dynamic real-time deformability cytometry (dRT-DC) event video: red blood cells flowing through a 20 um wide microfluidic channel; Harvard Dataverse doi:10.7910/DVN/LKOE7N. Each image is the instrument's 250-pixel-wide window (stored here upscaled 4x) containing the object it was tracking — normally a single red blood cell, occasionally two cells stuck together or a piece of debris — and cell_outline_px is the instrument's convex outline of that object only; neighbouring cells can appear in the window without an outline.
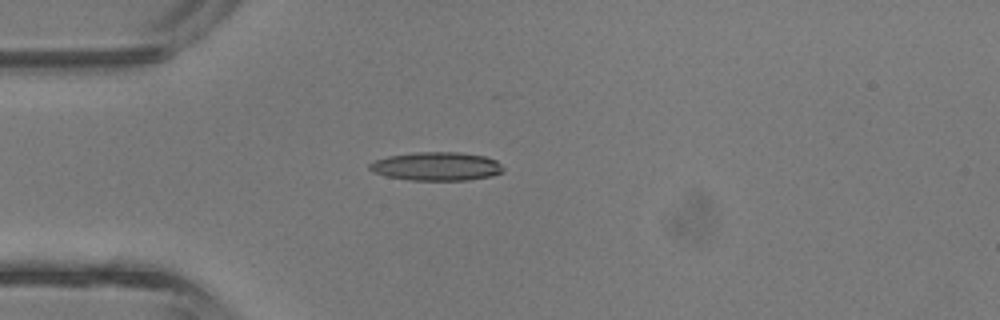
{"species": "common noctule bat (a hibernating species)", "species_latin": "Nyctalus noctula", "temperature_condition": "room temperature", "stored_images_in_passage": 32, "camera_frame_rate_fps": 3000, "um_per_image_px": 0.085, "animal": {"sex": "male", "body_mass_g": 13.3}, "frame": {"image": 1, "passage_image": 1, "time_ms": 0.0, "image_size_px": [1000, 320], "cell_outline_px": [[504, 172], [492, 176], [468, 180], [412, 180], [388, 176], [372, 172], [368, 168], [368, 164], [376, 160], [388, 156], [416, 152], [460, 152], [484, 156], [496, 160], [504, 168]], "centroid_in_image_um": [37.13, 14.14], "position_along_channel_um": 47.9, "area_um2": 22.25}}
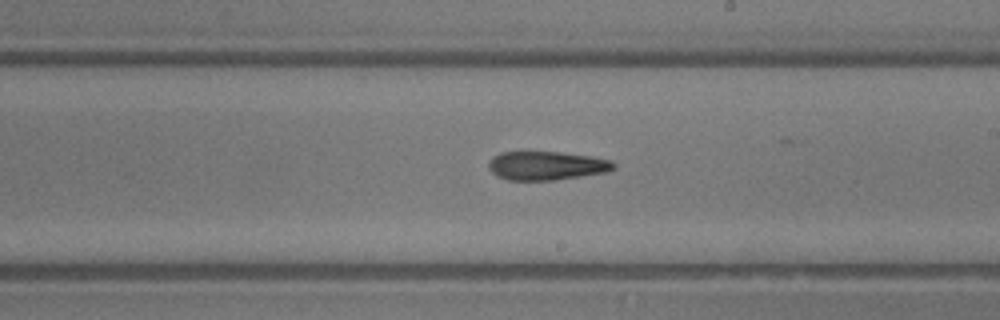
{"frame": {"image": 2, "passage_image": 14, "time_ms": 4.333, "image_size_px": [1000, 320], "cell_outline_px": [[616, 168], [608, 172], [556, 180], [508, 180], [496, 176], [488, 168], [488, 164], [492, 156], [500, 152], [560, 152], [592, 156], [612, 160], [616, 164]], "centroid_in_image_um": [46.48, 14.08], "position_along_channel_um": 242.5, "area_um2": 21.21}}
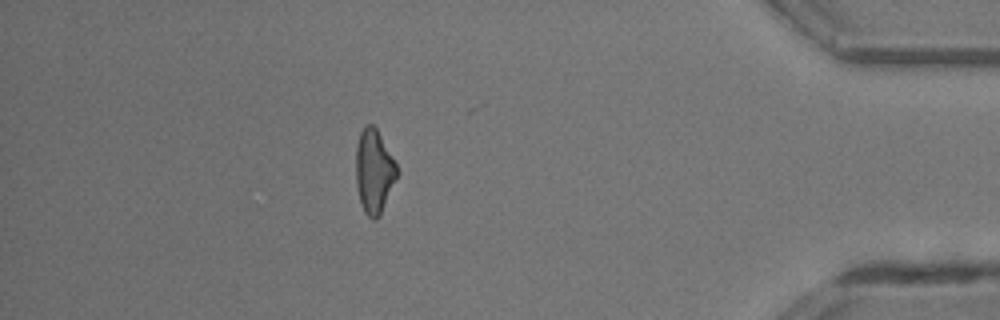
{"frame": {"image": 3, "passage_image": 27, "time_ms": 8.667, "image_size_px": [1000, 320], "cell_outline_px": [[400, 172], [380, 216], [376, 220], [372, 220], [364, 212], [360, 200], [356, 184], [356, 144], [360, 132], [364, 124], [372, 124], [376, 128], [396, 164]], "centroid_in_image_um": [31.8, 14.58], "position_along_channel_um": 403.4, "area_um2": 20.23}, "authors_computed_cell_mechanics": {"area_um2": 21.0681, "velocity_mm_per_s": 4.8057, "shape_relaxation_time_tau1_ms": 9.0307, "shape_relaxation_time_tau2_ms": 7.8011, "deformation_change_tau1": 0.2692, "deformation_change_tau2": 0.2516}}